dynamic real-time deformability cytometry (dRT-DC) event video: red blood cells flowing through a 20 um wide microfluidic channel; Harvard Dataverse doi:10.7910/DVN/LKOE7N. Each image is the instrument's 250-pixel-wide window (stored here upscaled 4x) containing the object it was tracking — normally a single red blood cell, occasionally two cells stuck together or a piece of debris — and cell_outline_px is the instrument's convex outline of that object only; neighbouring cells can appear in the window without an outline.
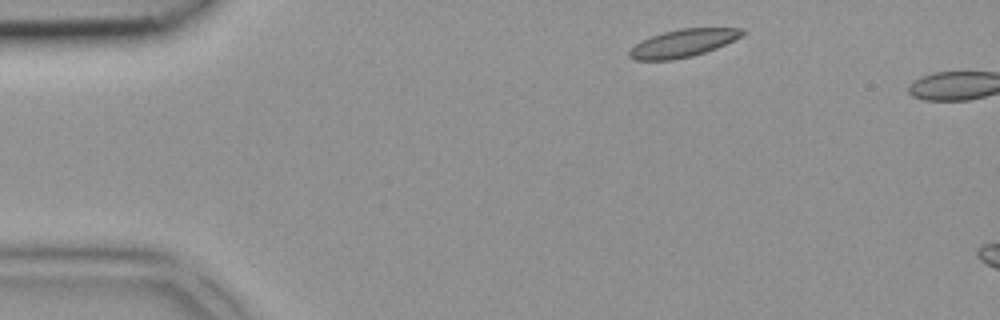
{"species": "common noctule bat (a hibernating species)", "species_latin": "Nyctalus noctula", "temperature_condition": "room temperature", "stored_images_in_passage": 2, "camera_frame_rate_fps": 3000, "um_per_image_px": 0.085, "animal": {"sex": "female", "body_mass_g": 18.4}, "frame": {"image": 1, "passage_image": 1, "time_ms": 0.0, "image_size_px": [1000, 320], "cell_outline_px": [[744, 32], [740, 36], [716, 48], [692, 56], [672, 60], [636, 60], [628, 56], [628, 52], [640, 40], [664, 32], [680, 28], [744, 28]], "centroid_in_image_um": [58.01, 3.67], "position_along_channel_um": 27.0, "area_um2": 17.98}}